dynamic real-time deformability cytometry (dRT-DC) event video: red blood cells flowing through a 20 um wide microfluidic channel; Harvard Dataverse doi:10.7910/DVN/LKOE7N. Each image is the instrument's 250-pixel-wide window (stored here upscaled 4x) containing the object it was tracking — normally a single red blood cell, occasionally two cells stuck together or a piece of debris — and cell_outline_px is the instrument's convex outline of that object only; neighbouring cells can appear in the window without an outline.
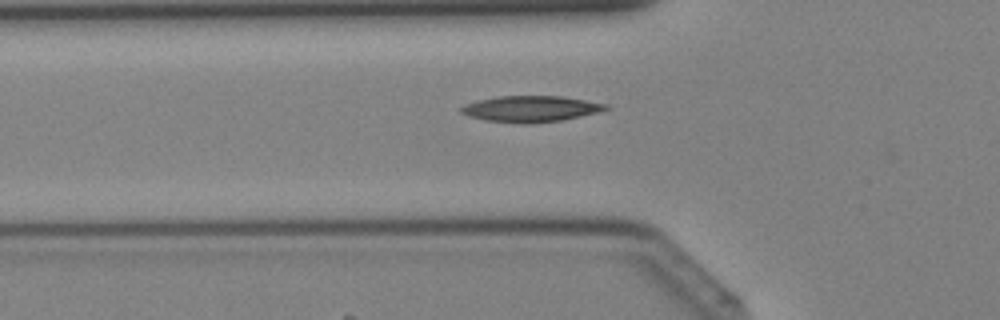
{"species": "Egyptian fruit bat (a non-hibernating species)", "species_latin": "Rousettus aegyptiacus", "temperature_condition": "cold", "stored_images_in_passage": 38, "camera_frame_rate_fps": 3000, "um_per_image_px": 0.085, "animal": {"sex": "female"}, "frame": {"image": 1, "passage_image": 12, "time_ms": 3.667, "image_size_px": [1000, 320], "cell_outline_px": [[612, 108], [600, 112], [564, 120], [532, 124], [516, 124], [484, 120], [460, 112], [460, 108], [464, 104], [480, 100], [500, 96], [560, 96], [608, 104]], "centroid_in_image_um": [45.17, 9.27], "position_along_channel_um": 80.6, "area_um2": 22.2}}
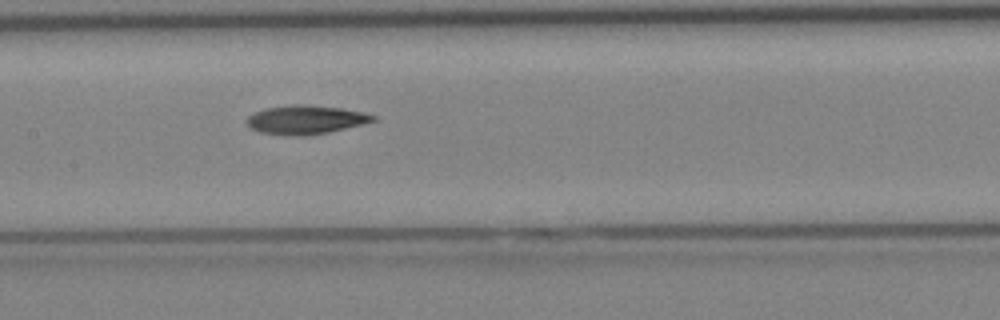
{"frame": {"image": 2, "passage_image": 18, "time_ms": 5.667, "image_size_px": [1000, 320], "cell_outline_px": [[376, 120], [328, 132], [304, 136], [288, 136], [260, 132], [252, 128], [248, 124], [248, 116], [256, 112], [268, 108], [292, 104], [300, 104], [340, 108], [364, 112], [376, 116]], "centroid_in_image_um": [25.98, 10.18], "position_along_channel_um": 181.4, "area_um2": 20.81}}
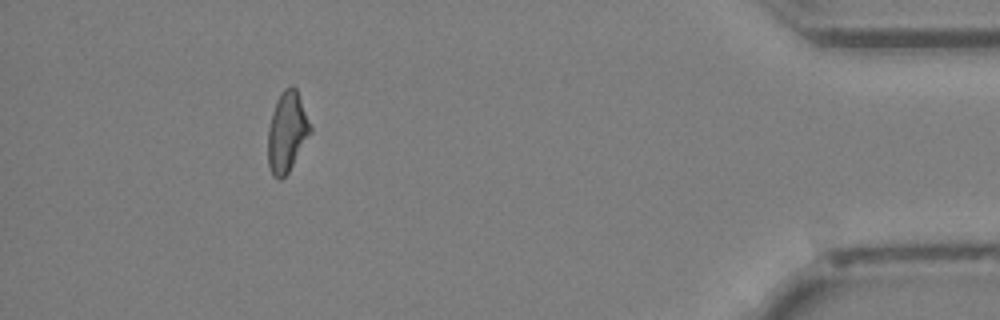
{"frame": {"image": 3, "passage_image": 35, "time_ms": 11.333, "image_size_px": [1000, 320], "cell_outline_px": [[312, 132], [288, 172], [280, 180], [276, 180], [272, 176], [268, 164], [268, 128], [272, 112], [276, 100], [280, 92], [284, 88], [292, 84], [296, 88], [312, 128]], "centroid_in_image_um": [24.38, 11.21], "position_along_channel_um": 410.8, "area_um2": 19.94}}